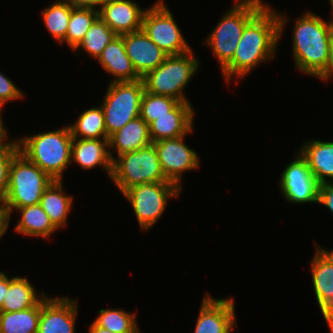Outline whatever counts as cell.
Returning a JSON list of instances; mask_svg holds the SVG:
<instances>
[{
  "mask_svg": "<svg viewBox=\"0 0 333 333\" xmlns=\"http://www.w3.org/2000/svg\"><path fill=\"white\" fill-rule=\"evenodd\" d=\"M78 301L65 297L41 299L38 333H75Z\"/></svg>",
  "mask_w": 333,
  "mask_h": 333,
  "instance_id": "5bb4252c",
  "label": "cell"
},
{
  "mask_svg": "<svg viewBox=\"0 0 333 333\" xmlns=\"http://www.w3.org/2000/svg\"><path fill=\"white\" fill-rule=\"evenodd\" d=\"M94 323L113 333H141L136 322V314L124 309H101Z\"/></svg>",
  "mask_w": 333,
  "mask_h": 333,
  "instance_id": "f546056e",
  "label": "cell"
},
{
  "mask_svg": "<svg viewBox=\"0 0 333 333\" xmlns=\"http://www.w3.org/2000/svg\"><path fill=\"white\" fill-rule=\"evenodd\" d=\"M73 138H108L103 110L93 107L82 112L73 125H69Z\"/></svg>",
  "mask_w": 333,
  "mask_h": 333,
  "instance_id": "4316f807",
  "label": "cell"
},
{
  "mask_svg": "<svg viewBox=\"0 0 333 333\" xmlns=\"http://www.w3.org/2000/svg\"><path fill=\"white\" fill-rule=\"evenodd\" d=\"M316 253L311 261V276L320 311L333 333V249L326 250L317 242Z\"/></svg>",
  "mask_w": 333,
  "mask_h": 333,
  "instance_id": "4fadbf2b",
  "label": "cell"
},
{
  "mask_svg": "<svg viewBox=\"0 0 333 333\" xmlns=\"http://www.w3.org/2000/svg\"><path fill=\"white\" fill-rule=\"evenodd\" d=\"M120 36L123 38L126 54L141 78L156 69L168 56L142 29Z\"/></svg>",
  "mask_w": 333,
  "mask_h": 333,
  "instance_id": "2e32d148",
  "label": "cell"
},
{
  "mask_svg": "<svg viewBox=\"0 0 333 333\" xmlns=\"http://www.w3.org/2000/svg\"><path fill=\"white\" fill-rule=\"evenodd\" d=\"M19 152L17 141L5 139L0 143V201L4 202L8 189L9 169L13 157Z\"/></svg>",
  "mask_w": 333,
  "mask_h": 333,
  "instance_id": "d6a6232c",
  "label": "cell"
},
{
  "mask_svg": "<svg viewBox=\"0 0 333 333\" xmlns=\"http://www.w3.org/2000/svg\"><path fill=\"white\" fill-rule=\"evenodd\" d=\"M23 95L18 86H15L10 78L0 72V101L6 105L8 101H16L25 97Z\"/></svg>",
  "mask_w": 333,
  "mask_h": 333,
  "instance_id": "836d02e7",
  "label": "cell"
},
{
  "mask_svg": "<svg viewBox=\"0 0 333 333\" xmlns=\"http://www.w3.org/2000/svg\"><path fill=\"white\" fill-rule=\"evenodd\" d=\"M10 284V278L2 271H0V310L2 308L5 294Z\"/></svg>",
  "mask_w": 333,
  "mask_h": 333,
  "instance_id": "f35d334b",
  "label": "cell"
},
{
  "mask_svg": "<svg viewBox=\"0 0 333 333\" xmlns=\"http://www.w3.org/2000/svg\"><path fill=\"white\" fill-rule=\"evenodd\" d=\"M4 103L2 101H0V129L8 136V132L6 131V127L3 124V119H2V108L4 107Z\"/></svg>",
  "mask_w": 333,
  "mask_h": 333,
  "instance_id": "60d3db41",
  "label": "cell"
},
{
  "mask_svg": "<svg viewBox=\"0 0 333 333\" xmlns=\"http://www.w3.org/2000/svg\"><path fill=\"white\" fill-rule=\"evenodd\" d=\"M234 1L204 41L218 59L220 69L233 58L246 24L267 4L262 0Z\"/></svg>",
  "mask_w": 333,
  "mask_h": 333,
  "instance_id": "277c9868",
  "label": "cell"
},
{
  "mask_svg": "<svg viewBox=\"0 0 333 333\" xmlns=\"http://www.w3.org/2000/svg\"><path fill=\"white\" fill-rule=\"evenodd\" d=\"M7 138L8 136L0 129V143Z\"/></svg>",
  "mask_w": 333,
  "mask_h": 333,
  "instance_id": "b9f144b4",
  "label": "cell"
},
{
  "mask_svg": "<svg viewBox=\"0 0 333 333\" xmlns=\"http://www.w3.org/2000/svg\"><path fill=\"white\" fill-rule=\"evenodd\" d=\"M145 10L133 0H108L99 9V17L118 36L142 29Z\"/></svg>",
  "mask_w": 333,
  "mask_h": 333,
  "instance_id": "e0dca14e",
  "label": "cell"
},
{
  "mask_svg": "<svg viewBox=\"0 0 333 333\" xmlns=\"http://www.w3.org/2000/svg\"><path fill=\"white\" fill-rule=\"evenodd\" d=\"M99 17V10L73 7L66 33V43L73 50L83 39L93 22Z\"/></svg>",
  "mask_w": 333,
  "mask_h": 333,
  "instance_id": "4dcf8cb0",
  "label": "cell"
},
{
  "mask_svg": "<svg viewBox=\"0 0 333 333\" xmlns=\"http://www.w3.org/2000/svg\"><path fill=\"white\" fill-rule=\"evenodd\" d=\"M266 4L245 26L233 58L221 69L227 83L241 80L257 65L273 59L288 18ZM285 14V15H284Z\"/></svg>",
  "mask_w": 333,
  "mask_h": 333,
  "instance_id": "6da1fadb",
  "label": "cell"
},
{
  "mask_svg": "<svg viewBox=\"0 0 333 333\" xmlns=\"http://www.w3.org/2000/svg\"><path fill=\"white\" fill-rule=\"evenodd\" d=\"M53 181L47 173L18 152L10 165L4 201L9 221L12 211L17 208L39 204L44 191Z\"/></svg>",
  "mask_w": 333,
  "mask_h": 333,
  "instance_id": "5b68a950",
  "label": "cell"
},
{
  "mask_svg": "<svg viewBox=\"0 0 333 333\" xmlns=\"http://www.w3.org/2000/svg\"><path fill=\"white\" fill-rule=\"evenodd\" d=\"M97 61L101 67L112 75L111 82H132L141 79L136 73L130 58L127 56L124 41L121 36H116L102 51Z\"/></svg>",
  "mask_w": 333,
  "mask_h": 333,
  "instance_id": "ffe728a7",
  "label": "cell"
},
{
  "mask_svg": "<svg viewBox=\"0 0 333 333\" xmlns=\"http://www.w3.org/2000/svg\"><path fill=\"white\" fill-rule=\"evenodd\" d=\"M181 188L172 182H154L130 187L122 195L129 200L138 225L148 231L162 216L170 198H177Z\"/></svg>",
  "mask_w": 333,
  "mask_h": 333,
  "instance_id": "9c48e42d",
  "label": "cell"
},
{
  "mask_svg": "<svg viewBox=\"0 0 333 333\" xmlns=\"http://www.w3.org/2000/svg\"><path fill=\"white\" fill-rule=\"evenodd\" d=\"M117 36L110 27L98 17L84 35L74 51H85L93 59H98L106 46ZM81 47V48H80Z\"/></svg>",
  "mask_w": 333,
  "mask_h": 333,
  "instance_id": "f1b7e54d",
  "label": "cell"
},
{
  "mask_svg": "<svg viewBox=\"0 0 333 333\" xmlns=\"http://www.w3.org/2000/svg\"><path fill=\"white\" fill-rule=\"evenodd\" d=\"M194 109L191 103L179 102L170 115L158 117L149 125L152 143L169 138H177L193 132Z\"/></svg>",
  "mask_w": 333,
  "mask_h": 333,
  "instance_id": "ac0fdd59",
  "label": "cell"
},
{
  "mask_svg": "<svg viewBox=\"0 0 333 333\" xmlns=\"http://www.w3.org/2000/svg\"><path fill=\"white\" fill-rule=\"evenodd\" d=\"M89 327L90 328L88 333H113L112 331L97 326L94 322H92V324Z\"/></svg>",
  "mask_w": 333,
  "mask_h": 333,
  "instance_id": "ab89813d",
  "label": "cell"
},
{
  "mask_svg": "<svg viewBox=\"0 0 333 333\" xmlns=\"http://www.w3.org/2000/svg\"><path fill=\"white\" fill-rule=\"evenodd\" d=\"M318 203L333 213V181L320 184Z\"/></svg>",
  "mask_w": 333,
  "mask_h": 333,
  "instance_id": "e575fe53",
  "label": "cell"
},
{
  "mask_svg": "<svg viewBox=\"0 0 333 333\" xmlns=\"http://www.w3.org/2000/svg\"><path fill=\"white\" fill-rule=\"evenodd\" d=\"M296 158L283 170L280 190L290 203H318L319 186L307 160L297 150Z\"/></svg>",
  "mask_w": 333,
  "mask_h": 333,
  "instance_id": "8fae6325",
  "label": "cell"
},
{
  "mask_svg": "<svg viewBox=\"0 0 333 333\" xmlns=\"http://www.w3.org/2000/svg\"><path fill=\"white\" fill-rule=\"evenodd\" d=\"M16 210L21 214V219L17 221L14 229L19 234L46 239L58 230L40 204L25 206Z\"/></svg>",
  "mask_w": 333,
  "mask_h": 333,
  "instance_id": "d4e9b609",
  "label": "cell"
},
{
  "mask_svg": "<svg viewBox=\"0 0 333 333\" xmlns=\"http://www.w3.org/2000/svg\"><path fill=\"white\" fill-rule=\"evenodd\" d=\"M299 149L319 184L330 182L333 179V142L311 139L301 145Z\"/></svg>",
  "mask_w": 333,
  "mask_h": 333,
  "instance_id": "44dd1931",
  "label": "cell"
},
{
  "mask_svg": "<svg viewBox=\"0 0 333 333\" xmlns=\"http://www.w3.org/2000/svg\"><path fill=\"white\" fill-rule=\"evenodd\" d=\"M330 2V5H331V8H332V11H333V0H328Z\"/></svg>",
  "mask_w": 333,
  "mask_h": 333,
  "instance_id": "7bdbcfd3",
  "label": "cell"
},
{
  "mask_svg": "<svg viewBox=\"0 0 333 333\" xmlns=\"http://www.w3.org/2000/svg\"><path fill=\"white\" fill-rule=\"evenodd\" d=\"M42 11V20L52 38L59 43H66L72 6L65 0H57Z\"/></svg>",
  "mask_w": 333,
  "mask_h": 333,
  "instance_id": "83f0119b",
  "label": "cell"
},
{
  "mask_svg": "<svg viewBox=\"0 0 333 333\" xmlns=\"http://www.w3.org/2000/svg\"><path fill=\"white\" fill-rule=\"evenodd\" d=\"M36 291L26 277L11 278L0 312L23 311L34 307L46 295L43 292L39 296Z\"/></svg>",
  "mask_w": 333,
  "mask_h": 333,
  "instance_id": "cb8c5ba5",
  "label": "cell"
},
{
  "mask_svg": "<svg viewBox=\"0 0 333 333\" xmlns=\"http://www.w3.org/2000/svg\"><path fill=\"white\" fill-rule=\"evenodd\" d=\"M144 91L142 79L108 84L107 93L101 105L108 139L129 121L139 116Z\"/></svg>",
  "mask_w": 333,
  "mask_h": 333,
  "instance_id": "ba28073f",
  "label": "cell"
},
{
  "mask_svg": "<svg viewBox=\"0 0 333 333\" xmlns=\"http://www.w3.org/2000/svg\"><path fill=\"white\" fill-rule=\"evenodd\" d=\"M19 152L37 165L53 180H63V174L71 165L73 137L69 125L54 131L17 138Z\"/></svg>",
  "mask_w": 333,
  "mask_h": 333,
  "instance_id": "3957f363",
  "label": "cell"
},
{
  "mask_svg": "<svg viewBox=\"0 0 333 333\" xmlns=\"http://www.w3.org/2000/svg\"><path fill=\"white\" fill-rule=\"evenodd\" d=\"M293 27L292 54L296 69L318 77L328 65L332 21H325L309 10L296 19Z\"/></svg>",
  "mask_w": 333,
  "mask_h": 333,
  "instance_id": "7a4b0ae2",
  "label": "cell"
},
{
  "mask_svg": "<svg viewBox=\"0 0 333 333\" xmlns=\"http://www.w3.org/2000/svg\"><path fill=\"white\" fill-rule=\"evenodd\" d=\"M41 300L23 311L0 312V333H38Z\"/></svg>",
  "mask_w": 333,
  "mask_h": 333,
  "instance_id": "484cf974",
  "label": "cell"
},
{
  "mask_svg": "<svg viewBox=\"0 0 333 333\" xmlns=\"http://www.w3.org/2000/svg\"><path fill=\"white\" fill-rule=\"evenodd\" d=\"M109 149V139L73 138L71 163L76 162L82 169L90 170L98 165L103 167L109 179L112 174V161L116 158Z\"/></svg>",
  "mask_w": 333,
  "mask_h": 333,
  "instance_id": "d6986e66",
  "label": "cell"
},
{
  "mask_svg": "<svg viewBox=\"0 0 333 333\" xmlns=\"http://www.w3.org/2000/svg\"><path fill=\"white\" fill-rule=\"evenodd\" d=\"M180 101L165 95H156L144 91L140 103L139 116L150 125L158 117L170 115V111Z\"/></svg>",
  "mask_w": 333,
  "mask_h": 333,
  "instance_id": "1f68e13d",
  "label": "cell"
},
{
  "mask_svg": "<svg viewBox=\"0 0 333 333\" xmlns=\"http://www.w3.org/2000/svg\"><path fill=\"white\" fill-rule=\"evenodd\" d=\"M9 217L4 202L0 201V238H2L9 227Z\"/></svg>",
  "mask_w": 333,
  "mask_h": 333,
  "instance_id": "74e56055",
  "label": "cell"
},
{
  "mask_svg": "<svg viewBox=\"0 0 333 333\" xmlns=\"http://www.w3.org/2000/svg\"><path fill=\"white\" fill-rule=\"evenodd\" d=\"M199 65V59L193 55L192 50L180 55L167 56L162 64L141 78L144 90L190 103L183 92L191 78L196 75Z\"/></svg>",
  "mask_w": 333,
  "mask_h": 333,
  "instance_id": "8992f818",
  "label": "cell"
},
{
  "mask_svg": "<svg viewBox=\"0 0 333 333\" xmlns=\"http://www.w3.org/2000/svg\"><path fill=\"white\" fill-rule=\"evenodd\" d=\"M142 30L168 56L192 50L163 0H158L152 7L145 9Z\"/></svg>",
  "mask_w": 333,
  "mask_h": 333,
  "instance_id": "30bf717a",
  "label": "cell"
},
{
  "mask_svg": "<svg viewBox=\"0 0 333 333\" xmlns=\"http://www.w3.org/2000/svg\"><path fill=\"white\" fill-rule=\"evenodd\" d=\"M110 180L121 194L139 184L170 182L161 169L154 143L115 158Z\"/></svg>",
  "mask_w": 333,
  "mask_h": 333,
  "instance_id": "52a82bcc",
  "label": "cell"
},
{
  "mask_svg": "<svg viewBox=\"0 0 333 333\" xmlns=\"http://www.w3.org/2000/svg\"><path fill=\"white\" fill-rule=\"evenodd\" d=\"M187 135L177 138L162 139L154 142L161 169L168 181L182 189L181 181L184 172L199 168L197 152L188 147L184 140Z\"/></svg>",
  "mask_w": 333,
  "mask_h": 333,
  "instance_id": "7c38bea8",
  "label": "cell"
},
{
  "mask_svg": "<svg viewBox=\"0 0 333 333\" xmlns=\"http://www.w3.org/2000/svg\"><path fill=\"white\" fill-rule=\"evenodd\" d=\"M73 7L93 8L99 10L108 0H65Z\"/></svg>",
  "mask_w": 333,
  "mask_h": 333,
  "instance_id": "d590c367",
  "label": "cell"
},
{
  "mask_svg": "<svg viewBox=\"0 0 333 333\" xmlns=\"http://www.w3.org/2000/svg\"><path fill=\"white\" fill-rule=\"evenodd\" d=\"M233 298L215 299L205 294L194 333H229L237 327Z\"/></svg>",
  "mask_w": 333,
  "mask_h": 333,
  "instance_id": "9a60e30c",
  "label": "cell"
},
{
  "mask_svg": "<svg viewBox=\"0 0 333 333\" xmlns=\"http://www.w3.org/2000/svg\"><path fill=\"white\" fill-rule=\"evenodd\" d=\"M63 184L62 180H54L44 191L39 202L58 230L67 224V217L73 205V197L65 194Z\"/></svg>",
  "mask_w": 333,
  "mask_h": 333,
  "instance_id": "603a6c76",
  "label": "cell"
},
{
  "mask_svg": "<svg viewBox=\"0 0 333 333\" xmlns=\"http://www.w3.org/2000/svg\"><path fill=\"white\" fill-rule=\"evenodd\" d=\"M332 76H333V32L330 40L328 65L326 69L317 78L321 79L322 81H328L329 79L332 78Z\"/></svg>",
  "mask_w": 333,
  "mask_h": 333,
  "instance_id": "8d00e7d4",
  "label": "cell"
},
{
  "mask_svg": "<svg viewBox=\"0 0 333 333\" xmlns=\"http://www.w3.org/2000/svg\"><path fill=\"white\" fill-rule=\"evenodd\" d=\"M149 125L140 117L129 121L109 137V149L116 151V157L151 144Z\"/></svg>",
  "mask_w": 333,
  "mask_h": 333,
  "instance_id": "7402d4cb",
  "label": "cell"
}]
</instances>
